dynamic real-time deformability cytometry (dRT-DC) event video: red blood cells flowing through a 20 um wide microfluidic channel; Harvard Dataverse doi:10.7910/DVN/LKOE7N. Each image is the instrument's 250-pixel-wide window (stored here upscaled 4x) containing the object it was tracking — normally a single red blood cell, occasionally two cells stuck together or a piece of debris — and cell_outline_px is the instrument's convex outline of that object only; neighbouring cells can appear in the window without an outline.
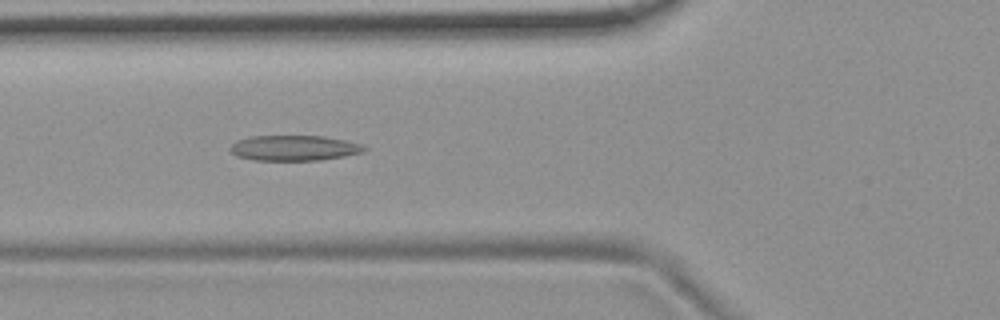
{"species": "common noctule bat (a hibernating species)", "species_latin": "Nyctalus noctula", "temperature_condition": "room temperature", "stored_images_in_passage": 6, "camera_frame_rate_fps": 3000, "um_per_image_px": 0.085, "animal": {"sex": "female", "body_mass_g": 19.9}, "frame": {"image": 1, "passage_image": 6, "time_ms": 5.667, "image_size_px": [1000, 320], "cell_outline_px": [[368, 148], [364, 152], [344, 156], [320, 160], [256, 160], [236, 156], [228, 148], [236, 140], [248, 136], [324, 136], [344, 140], [360, 144]], "centroid_in_image_um": [24.98, 12.57], "position_along_channel_um": 100.8, "area_um2": 19.83}}